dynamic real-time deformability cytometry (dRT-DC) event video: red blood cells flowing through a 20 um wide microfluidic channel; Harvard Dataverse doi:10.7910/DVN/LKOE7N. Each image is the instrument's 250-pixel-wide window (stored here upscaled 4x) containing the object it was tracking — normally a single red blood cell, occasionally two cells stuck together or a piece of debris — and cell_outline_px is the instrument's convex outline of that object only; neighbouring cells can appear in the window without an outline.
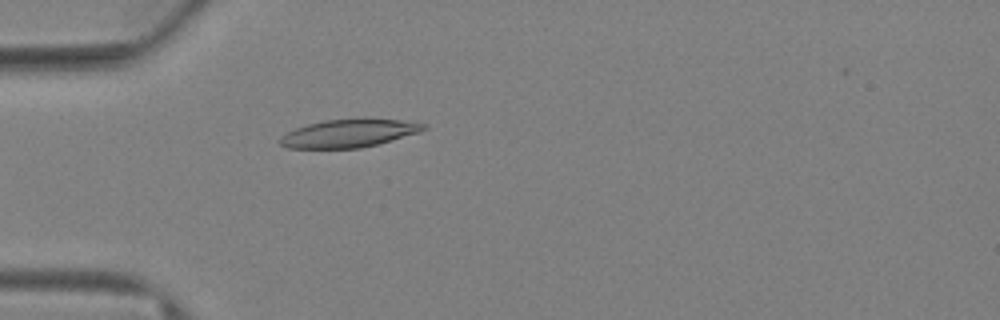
{"species": "Egyptian fruit bat (a non-hibernating species)", "species_latin": "Rousettus aegyptiacus", "temperature_condition": "warm", "stored_images_in_passage": 76, "camera_frame_rate_fps": 3000, "um_per_image_px": 0.085, "animal": {"sex": "female"}, "frame": {"image": 1, "passage_image": 24, "time_ms": 7.667, "image_size_px": [1000, 320], "cell_outline_px": [[428, 128], [420, 132], [376, 144], [360, 148], [288, 148], [280, 144], [280, 140], [288, 132], [296, 128], [308, 124], [324, 120], [364, 116], [400, 120], [428, 124]], "centroid_in_image_um": [29.73, 11.29], "position_along_channel_um": 55.3, "area_um2": 23.81}}
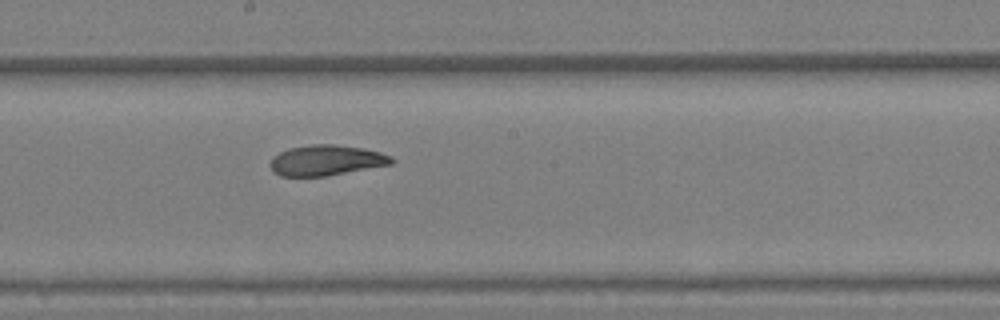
{"frame": {"image": 2, "passage_image": 43, "time_ms": 14.0, "image_size_px": [1000, 320], "cell_outline_px": [[396, 160], [392, 164], [324, 176], [280, 176], [272, 172], [268, 164], [280, 152], [288, 148], [312, 144], [332, 144], [360, 148], [380, 152], [392, 156]], "centroid_in_image_um": [27.72, 13.63], "position_along_channel_um": 220.5, "area_um2": 21.44}}
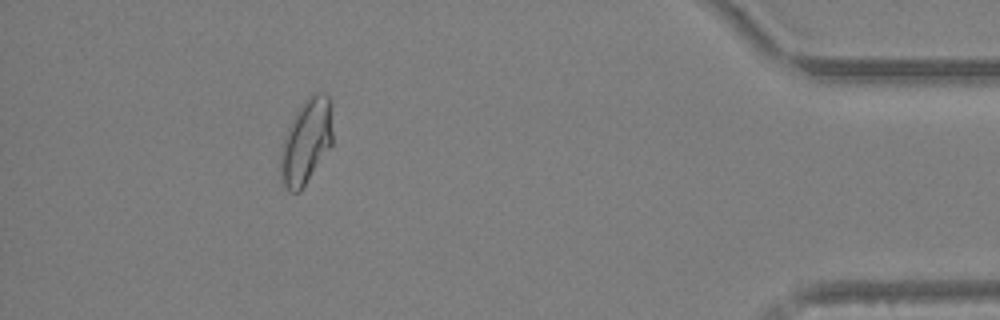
{"frame": {"image": 3, "passage_image": 69, "time_ms": 22.667, "image_size_px": [1000, 320], "cell_outline_px": [[332, 144], [300, 192], [288, 192], [280, 180], [280, 152], [284, 136], [296, 112], [304, 100], [308, 96], [316, 92], [324, 92], [328, 96], [332, 104]], "centroid_in_image_um": [26.02, 12.02], "position_along_channel_um": 409.2, "area_um2": 26.01}, "authors_computed_cell_mechanics": {"area_um2": 23.1778, "velocity_mm_per_s": 2.7583, "shape_relaxation_time_tau1_ms": null, "shape_relaxation_time_tau2_ms": 3.8383, "deformation_change_tau1": null, "deformation_change_tau2": 0.0899}}